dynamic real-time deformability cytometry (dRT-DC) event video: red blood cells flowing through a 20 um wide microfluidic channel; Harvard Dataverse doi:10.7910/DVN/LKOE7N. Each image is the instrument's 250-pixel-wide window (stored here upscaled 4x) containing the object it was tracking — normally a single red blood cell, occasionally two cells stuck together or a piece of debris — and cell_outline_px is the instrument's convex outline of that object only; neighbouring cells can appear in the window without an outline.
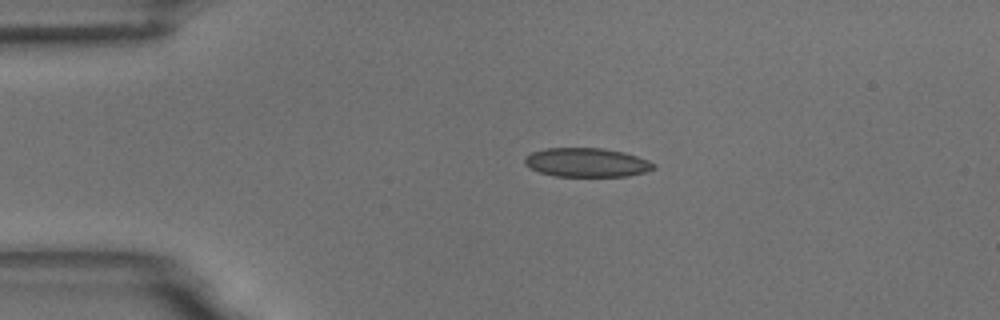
{"species": "common noctule bat (a hibernating species)", "species_latin": "Nyctalus noctula", "temperature_condition": "room temperature", "stored_images_in_passage": 39, "camera_frame_rate_fps": 3000, "um_per_image_px": 0.085, "animal": {"sex": "male", "body_mass_g": 18.8}, "frame": {"image": 1, "passage_image": 6, "time_ms": 1.667, "image_size_px": [1000, 320], "cell_outline_px": [[656, 168], [644, 172], [628, 176], [556, 176], [540, 172], [528, 168], [524, 164], [524, 156], [532, 152], [548, 148], [600, 148], [624, 152], [648, 160], [656, 164]], "centroid_in_image_um": [49.85, 13.81], "position_along_channel_um": 35.1, "area_um2": 21.79}}
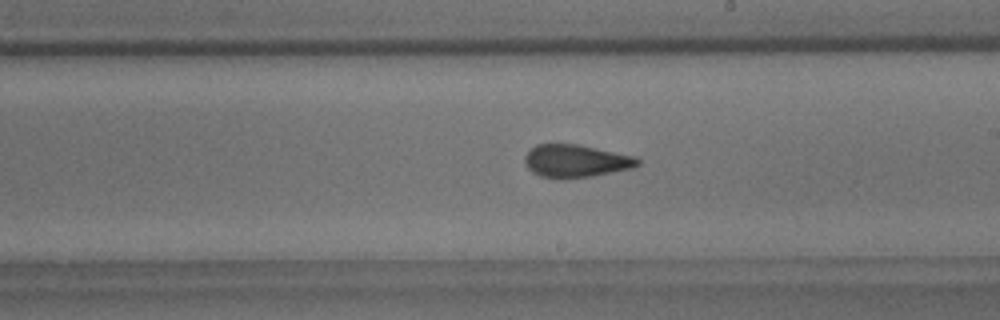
{"frame": {"image": 2, "passage_image": 26, "time_ms": 8.333, "image_size_px": [1000, 320], "cell_outline_px": [[640, 164], [632, 168], [592, 176], [560, 180], [540, 176], [532, 172], [528, 168], [524, 160], [524, 156], [536, 144], [576, 144], [636, 156], [640, 160]], "centroid_in_image_um": [48.94, 13.7], "position_along_channel_um": 240.1, "area_um2": 21.68}}
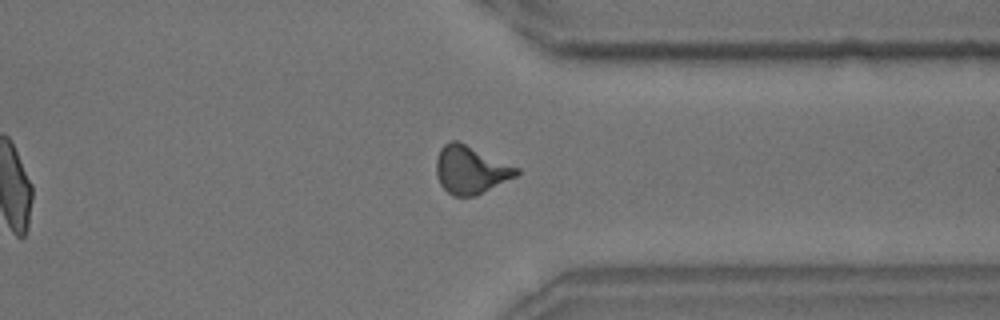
{"frame": {"image": 3, "passage_image": 37, "time_ms": 12.0, "image_size_px": [1000, 320], "cell_outline_px": [[520, 172], [516, 176], [476, 196], [452, 196], [440, 184], [436, 176], [436, 160], [440, 148], [444, 144], [452, 140], [456, 140], [520, 168]], "centroid_in_image_um": [39.99, 14.44], "position_along_channel_um": 371.4, "area_um2": 22.31}, "authors_computed_cell_mechanics": {"area_um2": 21.675, "velocity_mm_per_s": 3.6339, "shape_relaxation_time_tau1_ms": 4.9984, "shape_relaxation_time_tau2_ms": 1.652, "deformation_change_tau1": 0.1509, "deformation_change_tau2": 0.0738}}